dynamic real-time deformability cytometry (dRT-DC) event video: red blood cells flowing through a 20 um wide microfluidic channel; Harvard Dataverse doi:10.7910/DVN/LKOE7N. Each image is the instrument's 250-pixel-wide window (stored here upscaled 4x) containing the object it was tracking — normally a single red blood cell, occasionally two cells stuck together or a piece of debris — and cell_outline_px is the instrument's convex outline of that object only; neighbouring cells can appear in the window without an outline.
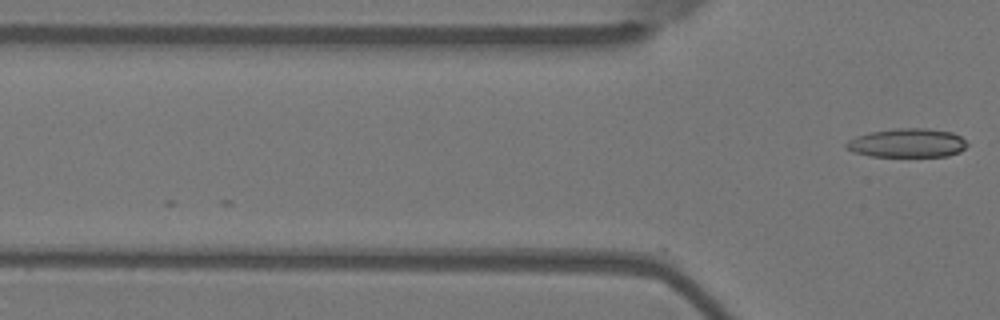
{"species": "Egyptian fruit bat (a non-hibernating species)", "species_latin": "Rousettus aegyptiacus", "temperature_condition": "warm", "stored_images_in_passage": 6, "camera_frame_rate_fps": 3000, "um_per_image_px": 0.085, "animal": {"sex": "female"}, "frame": {"image": 1, "passage_image": 6, "time_ms": 1.667, "image_size_px": [1000, 320], "cell_outline_px": [[968, 144], [960, 152], [948, 156], [872, 156], [852, 152], [844, 144], [848, 140], [856, 136], [872, 132], [896, 128], [928, 128], [952, 132], [960, 136]], "centroid_in_image_um": [77.13, 12.15], "position_along_channel_um": 48.7, "area_um2": 20.29}}